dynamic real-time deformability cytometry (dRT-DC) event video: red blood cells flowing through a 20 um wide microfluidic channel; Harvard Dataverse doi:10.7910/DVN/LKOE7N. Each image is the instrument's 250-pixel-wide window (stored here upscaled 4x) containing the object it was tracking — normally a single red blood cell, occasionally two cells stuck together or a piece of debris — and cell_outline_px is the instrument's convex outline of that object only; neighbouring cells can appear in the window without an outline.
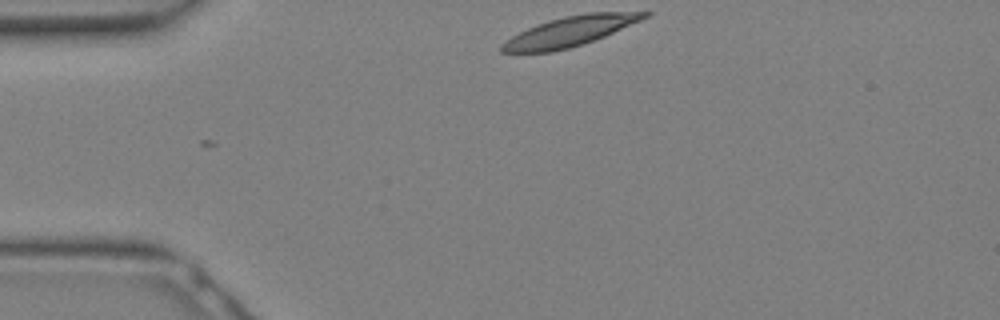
{"species": "Egyptian fruit bat (a non-hibernating species)", "species_latin": "Rousettus aegyptiacus", "temperature_condition": "warm", "stored_images_in_passage": 15, "camera_frame_rate_fps": 3000, "um_per_image_px": 0.085, "animal": {"sex": "female"}, "frame": {"image": 1, "passage_image": 1, "time_ms": 0.0, "image_size_px": [1000, 320], "cell_outline_px": [[652, 12], [648, 16], [640, 20], [604, 36], [568, 48], [552, 52], [500, 52], [500, 44], [512, 36], [536, 24], [548, 20], [564, 16], [588, 12]], "centroid_in_image_um": [48.39, 2.66], "position_along_channel_um": 36.6, "area_um2": 24.33}}
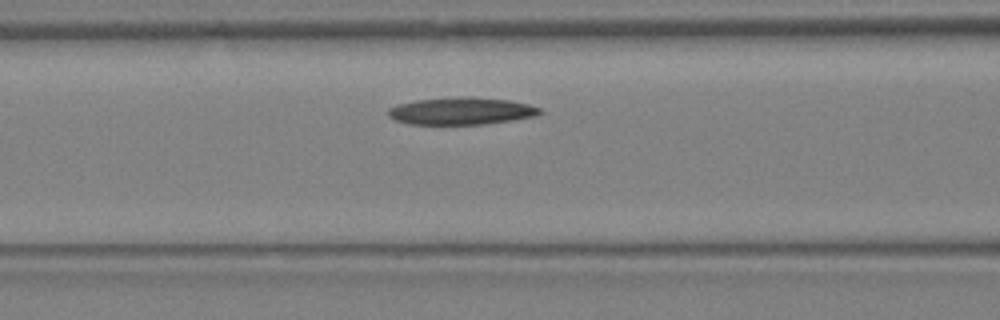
{"frame": {"image": 2, "passage_image": 7, "time_ms": 2.0, "image_size_px": [1000, 320], "cell_outline_px": [[544, 112], [536, 116], [484, 124], [408, 124], [396, 120], [388, 116], [388, 108], [396, 104], [416, 100], [456, 96], [472, 96], [508, 100], [528, 104], [540, 108]], "centroid_in_image_um": [39.19, 9.42], "position_along_channel_um": 127.4, "area_um2": 24.28}}
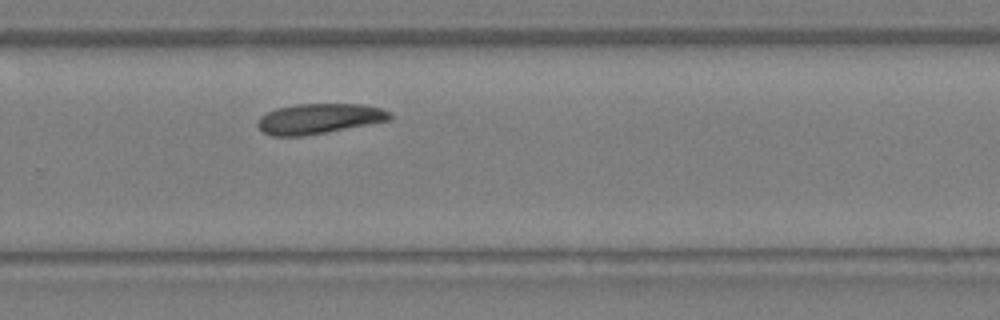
{"frame": {"image": 3, "passage_image": 15, "time_ms": 4.667, "image_size_px": [1000, 320], "cell_outline_px": [[392, 120], [324, 132], [300, 136], [272, 136], [264, 132], [256, 124], [260, 116], [276, 108], [296, 104], [364, 104], [380, 108], [392, 112]], "centroid_in_image_um": [27.14, 10.07], "position_along_channel_um": 302.7, "area_um2": 23.18}}